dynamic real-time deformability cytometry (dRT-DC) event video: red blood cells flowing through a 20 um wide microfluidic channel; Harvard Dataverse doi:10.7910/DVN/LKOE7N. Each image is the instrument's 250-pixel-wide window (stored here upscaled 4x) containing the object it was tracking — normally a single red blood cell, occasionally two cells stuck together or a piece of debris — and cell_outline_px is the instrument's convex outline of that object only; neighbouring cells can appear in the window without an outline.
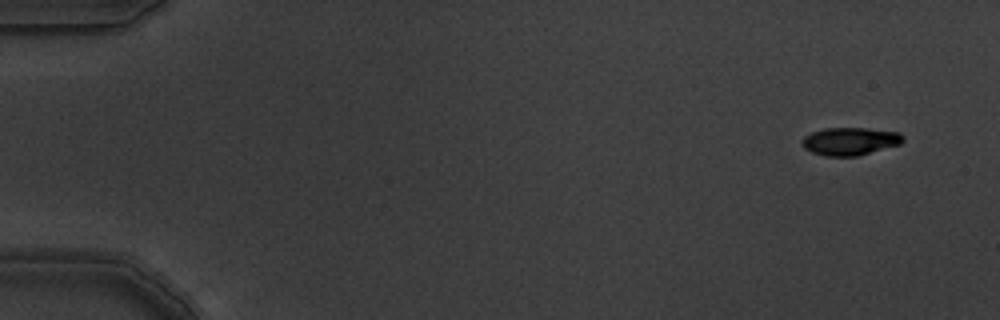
{"species": "common noctule bat (a hibernating species)", "species_latin": "Nyctalus noctula", "temperature_condition": "warm", "stored_images_in_passage": 10, "camera_frame_rate_fps": 3000, "um_per_image_px": 0.085, "animal": {"sex": "male", "body_mass_g": 19.5, "forearm_length_mm": 54.6}, "frame": {"image": 1, "passage_image": 1, "time_ms": 0.0, "image_size_px": [1000, 320], "cell_outline_px": [[904, 140], [900, 144], [856, 156], [824, 156], [812, 152], [804, 148], [804, 136], [812, 132], [824, 128], [868, 128], [900, 132], [904, 136]], "centroid_in_image_um": [72.28, 12.0], "position_along_channel_um": 12.7, "area_um2": 16.24}}
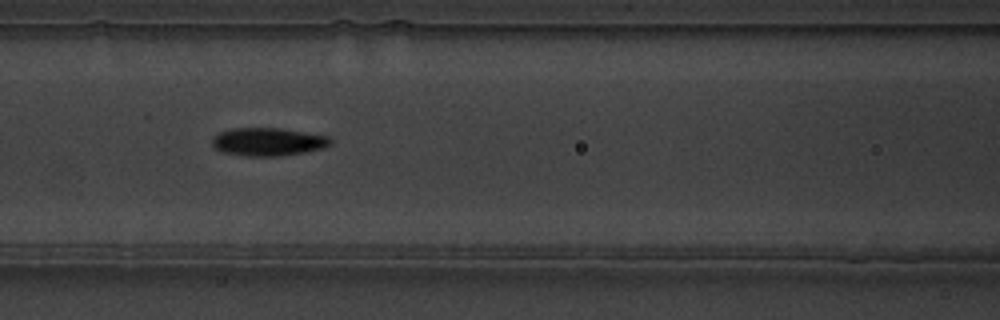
{"frame": {"image": 2, "passage_image": 7, "time_ms": 2.0, "image_size_px": [1000, 320], "cell_outline_px": [[332, 144], [324, 148], [304, 152], [280, 156], [248, 156], [224, 152], [216, 148], [212, 144], [212, 140], [220, 132], [232, 128], [280, 128], [328, 136], [332, 140]], "centroid_in_image_um": [22.82, 12.05], "position_along_channel_um": 143.8, "area_um2": 19.19}}
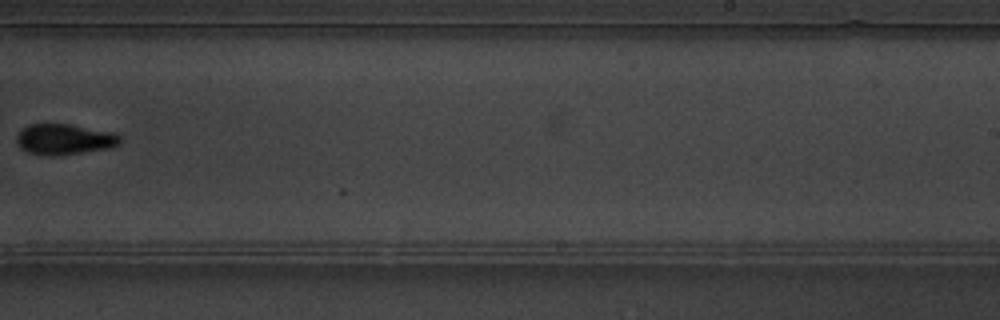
{"frame": {"image": 3, "passage_image": 10, "time_ms": 3.0, "image_size_px": [1000, 320], "cell_outline_px": [[120, 144], [108, 148], [52, 156], [28, 152], [20, 148], [16, 144], [16, 136], [28, 124], [68, 124], [112, 132], [120, 136]], "centroid_in_image_um": [5.43, 11.83], "position_along_channel_um": 283.6, "area_um2": 18.21}}